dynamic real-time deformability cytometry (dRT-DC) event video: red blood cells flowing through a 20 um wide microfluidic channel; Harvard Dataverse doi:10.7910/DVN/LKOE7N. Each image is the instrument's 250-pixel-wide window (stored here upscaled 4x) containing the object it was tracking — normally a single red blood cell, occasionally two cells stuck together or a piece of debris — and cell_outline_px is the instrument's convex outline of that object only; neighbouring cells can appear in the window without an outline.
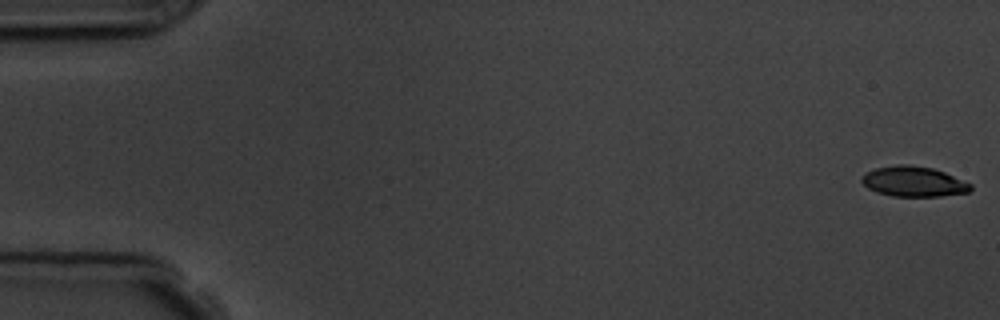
{"species": "common noctule bat (a hibernating species)", "species_latin": "Nyctalus noctula", "temperature_condition": "room temperature", "stored_images_in_passage": 5, "segment_of_instrument_passage": [1, 2], "camera_frame_rate_fps": 3000, "um_per_image_px": 0.085, "animal": {"sex": "male", "body_mass_g": 19.5, "forearm_length_mm": 54.6}, "frame": {"image": 1, "passage_image": 1, "time_ms": 0.0, "image_size_px": [1000, 320], "cell_outline_px": [[972, 188], [968, 192], [940, 196], [892, 196], [876, 192], [868, 188], [860, 180], [860, 176], [876, 168], [896, 164], [908, 164], [932, 168], [944, 172], [972, 184]], "centroid_in_image_um": [77.63, 15.43], "position_along_channel_um": 7.4, "area_um2": 19.13}}
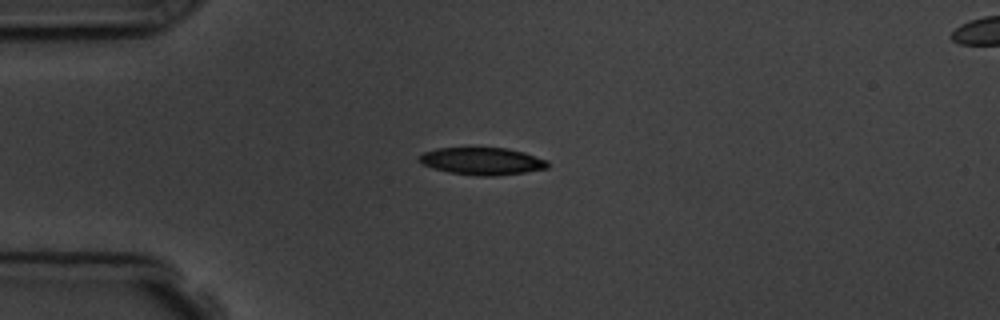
{"frame": {"image": 2, "passage_image": 4, "time_ms": 4.333, "image_size_px": [1000, 320], "cell_outline_px": [[548, 168], [524, 172], [492, 176], [480, 176], [448, 172], [424, 164], [420, 160], [420, 156], [424, 152], [436, 148], [508, 148], [524, 152], [548, 160]], "centroid_in_image_um": [41.03, 13.69], "position_along_channel_um": 44.0, "area_um2": 20.17}}